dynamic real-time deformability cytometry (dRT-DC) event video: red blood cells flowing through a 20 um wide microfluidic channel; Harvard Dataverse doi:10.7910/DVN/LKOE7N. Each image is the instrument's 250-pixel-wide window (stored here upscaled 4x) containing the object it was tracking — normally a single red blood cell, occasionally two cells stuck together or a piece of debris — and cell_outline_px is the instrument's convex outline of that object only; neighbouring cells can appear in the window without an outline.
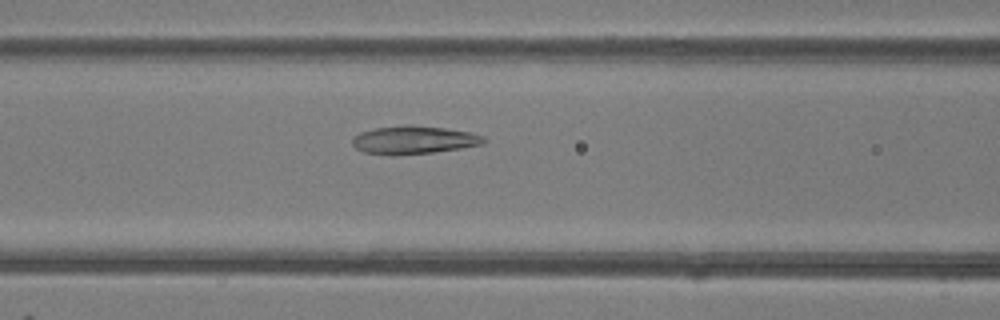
{"species": "common noctule bat (a hibernating species)", "species_latin": "Nyctalus noctula", "temperature_condition": "room temperature", "stored_images_in_passage": 36, "camera_frame_rate_fps": 3000, "um_per_image_px": 0.085, "animal": {"sex": "female"}, "frame": {"image": 1, "passage_image": 8, "time_ms": 2.333, "image_size_px": [1000, 320], "cell_outline_px": [[488, 140], [484, 144], [460, 148], [432, 152], [364, 152], [356, 148], [352, 144], [352, 136], [360, 132], [376, 128], [404, 124], [412, 124], [444, 128], [468, 132], [484, 136]], "centroid_in_image_um": [35.22, 11.84], "position_along_channel_um": 131.4, "area_um2": 20.75}}
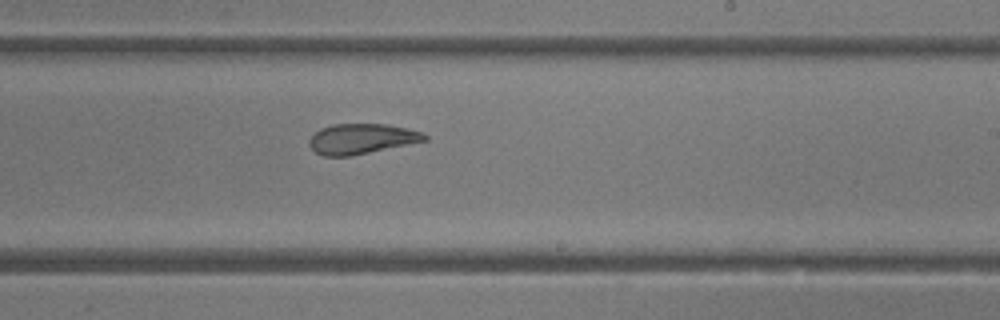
{"frame": {"image": 2, "passage_image": 17, "time_ms": 5.333, "image_size_px": [1000, 320], "cell_outline_px": [[428, 140], [348, 156], [324, 156], [316, 152], [308, 144], [308, 140], [320, 128], [332, 124], [388, 124], [424, 132], [428, 136]], "centroid_in_image_um": [30.74, 11.78], "position_along_channel_um": 258.3, "area_um2": 20.17}}
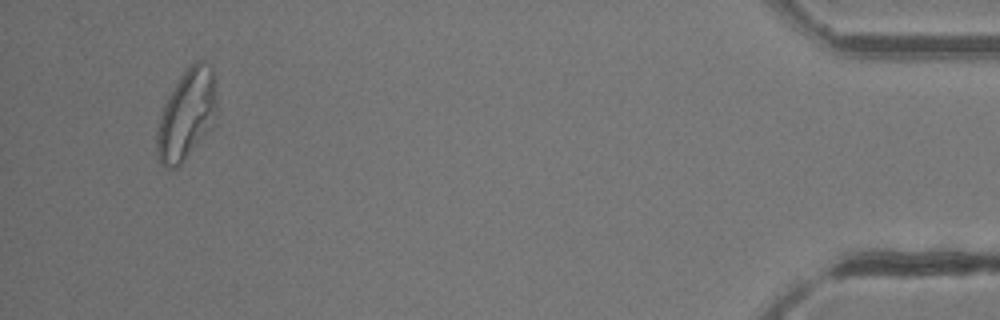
{"frame": {"image": 3, "passage_image": 34, "time_ms": 11.0, "image_size_px": [1000, 320], "cell_outline_px": [[216, 116], [212, 128], [180, 164], [176, 168], [164, 168], [156, 160], [156, 132], [160, 116], [168, 96], [180, 76], [196, 60], [204, 60], [212, 68], [216, 76]], "centroid_in_image_um": [15.87, 9.75], "position_along_channel_um": 419.3, "area_um2": 31.85}, "authors_computed_cell_mechanics": {"area_um2": 21.7906, "velocity_mm_per_s": 4.2461, "shape_relaxation_time_tau1_ms": 4.2756, "shape_relaxation_time_tau2_ms": 2.4163, "deformation_change_tau1": 0.1453, "deformation_change_tau2": 0.0692}}